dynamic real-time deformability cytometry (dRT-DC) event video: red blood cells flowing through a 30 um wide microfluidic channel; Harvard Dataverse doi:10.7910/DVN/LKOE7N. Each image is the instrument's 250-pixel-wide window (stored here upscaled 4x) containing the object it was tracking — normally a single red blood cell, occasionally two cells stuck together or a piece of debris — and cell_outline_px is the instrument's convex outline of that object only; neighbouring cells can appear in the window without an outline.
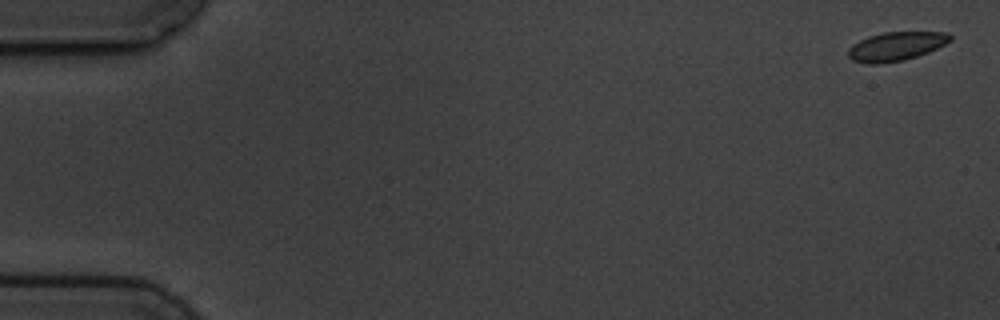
{"species": "common noctule bat (a hibernating species)", "species_latin": "Nyctalus noctula", "temperature_condition": "cold", "stored_images_in_passage": 5, "camera_frame_rate_fps": 3000, "um_per_image_px": 0.085, "animal": {"sex": "male", "body_mass_g": 19.5, "forearm_length_mm": 54.6}, "frame": {"image": 1, "passage_image": 1, "time_ms": 0.0, "image_size_px": [1000, 320], "cell_outline_px": [[952, 40], [928, 52], [904, 60], [876, 64], [868, 64], [852, 60], [848, 56], [848, 48], [852, 44], [868, 36], [884, 32], [948, 32], [952, 36]], "centroid_in_image_um": [76.14, 3.93], "position_along_channel_um": 8.9, "area_um2": 17.11}}
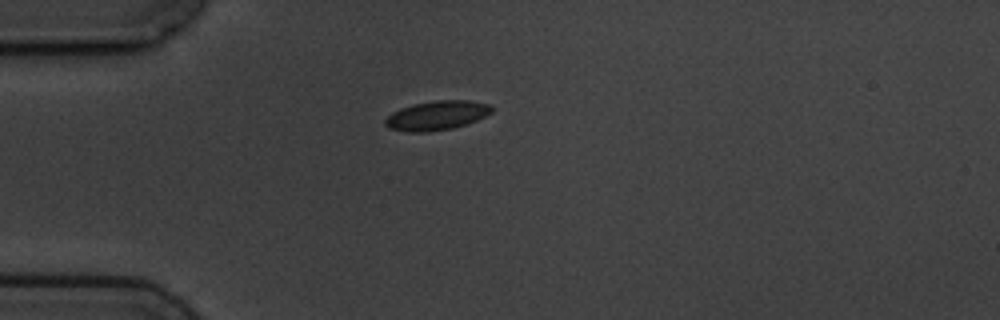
{"frame": {"image": 2, "passage_image": 5, "time_ms": 4.667, "image_size_px": [1000, 320], "cell_outline_px": [[496, 108], [492, 112], [476, 120], [452, 128], [428, 132], [408, 132], [388, 128], [384, 124], [384, 120], [392, 112], [400, 108], [412, 104], [436, 100], [468, 100], [492, 104]], "centroid_in_image_um": [37.13, 9.8], "position_along_channel_um": 47.9, "area_um2": 18.32}}